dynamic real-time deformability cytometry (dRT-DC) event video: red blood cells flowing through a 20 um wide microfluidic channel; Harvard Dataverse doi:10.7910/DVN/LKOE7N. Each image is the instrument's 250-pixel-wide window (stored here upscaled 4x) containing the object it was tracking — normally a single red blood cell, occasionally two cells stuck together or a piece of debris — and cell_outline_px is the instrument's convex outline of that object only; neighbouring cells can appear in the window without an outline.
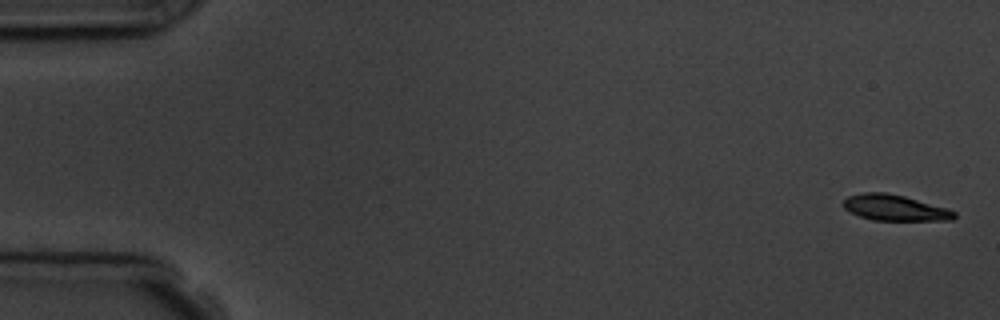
{"species": "common noctule bat (a hibernating species)", "species_latin": "Nyctalus noctula", "temperature_condition": "room temperature", "stored_images_in_passage": 5, "camera_frame_rate_fps": 3000, "um_per_image_px": 0.085, "animal": {"sex": "male", "body_mass_g": 19.5, "forearm_length_mm": 54.6}, "frame": {"image": 1, "passage_image": 1, "time_ms": 0.0, "image_size_px": [1000, 320], "cell_outline_px": [[956, 216], [952, 220], [872, 220], [860, 216], [844, 208], [844, 200], [848, 196], [864, 192], [888, 192], [904, 196], [948, 208], [956, 212]], "centroid_in_image_um": [76.08, 17.65], "position_along_channel_um": 8.9, "area_um2": 16.65}}
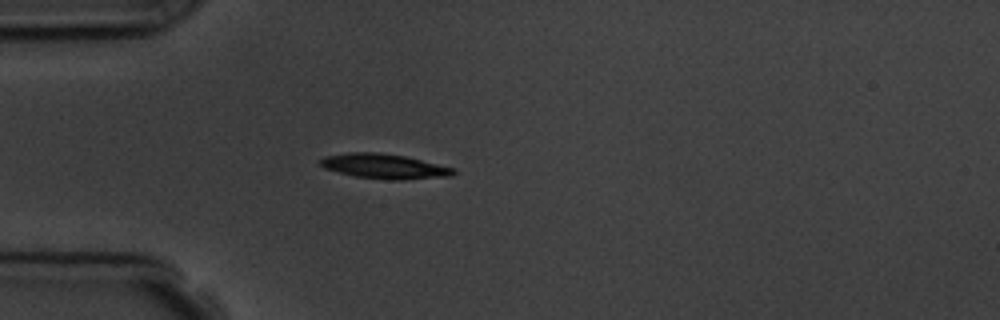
{"frame": {"image": 2, "passage_image": 5, "time_ms": 4.667, "image_size_px": [1000, 320], "cell_outline_px": [[456, 172], [452, 176], [404, 180], [388, 180], [356, 176], [324, 168], [320, 164], [320, 160], [324, 156], [348, 152], [380, 152], [404, 156], [456, 168]], "centroid_in_image_um": [32.7, 14.13], "position_along_channel_um": 52.3, "area_um2": 19.31}}